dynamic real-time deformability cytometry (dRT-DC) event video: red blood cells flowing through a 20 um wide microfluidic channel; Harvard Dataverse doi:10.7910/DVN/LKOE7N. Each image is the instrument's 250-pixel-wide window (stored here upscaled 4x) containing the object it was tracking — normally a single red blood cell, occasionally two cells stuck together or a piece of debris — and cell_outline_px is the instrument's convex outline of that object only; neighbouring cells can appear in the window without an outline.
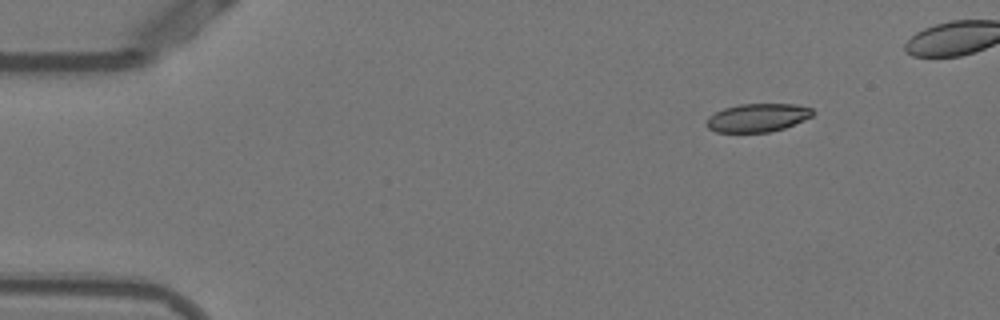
{"species": "Egyptian fruit bat (a non-hibernating species)", "species_latin": "Rousettus aegyptiacus", "temperature_condition": "warm", "stored_images_in_passage": 6, "camera_frame_rate_fps": 3000, "um_per_image_px": 0.085, "animal": {"sex": "female"}, "frame": {"image": 1, "passage_image": 1, "time_ms": 0.0, "image_size_px": [1000, 320], "cell_outline_px": [[816, 112], [812, 116], [804, 120], [784, 128], [768, 132], [716, 132], [708, 128], [704, 124], [708, 116], [724, 108], [740, 104], [796, 104], [812, 108]], "centroid_in_image_um": [64.39, 10.0], "position_along_channel_um": 20.6, "area_um2": 17.63}}